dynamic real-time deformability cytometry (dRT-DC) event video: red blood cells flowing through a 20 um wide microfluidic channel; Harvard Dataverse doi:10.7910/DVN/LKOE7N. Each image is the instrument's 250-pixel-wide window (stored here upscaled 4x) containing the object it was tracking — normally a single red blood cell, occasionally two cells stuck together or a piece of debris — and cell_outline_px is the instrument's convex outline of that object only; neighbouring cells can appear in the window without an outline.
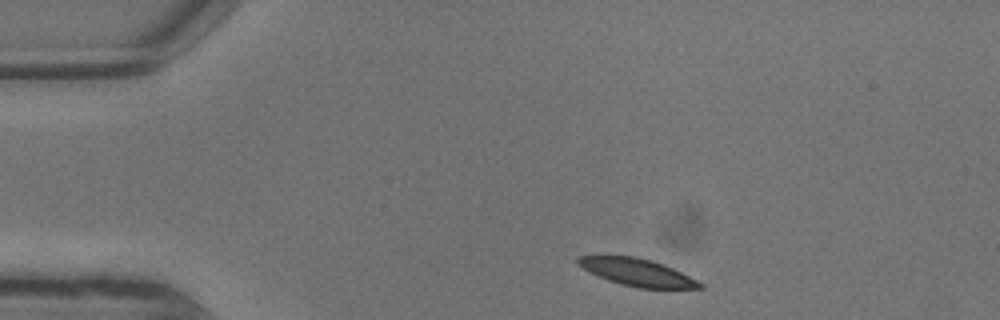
{"species": "common noctule bat (a hibernating species)", "species_latin": "Nyctalus noctula", "temperature_condition": "warm", "stored_images_in_passage": 3, "camera_frame_rate_fps": 3000, "um_per_image_px": 0.085, "animal": {"sex": "male", "body_mass_g": 13.3}, "frame": {"image": 1, "passage_image": 1, "time_ms": 0.0, "image_size_px": [1000, 320], "cell_outline_px": [[704, 288], [636, 288], [620, 284], [608, 280], [588, 272], [576, 260], [580, 256], [636, 256], [652, 260], [664, 264], [704, 284]], "centroid_in_image_um": [54.17, 23.15], "position_along_channel_um": 30.8, "area_um2": 19.19}}